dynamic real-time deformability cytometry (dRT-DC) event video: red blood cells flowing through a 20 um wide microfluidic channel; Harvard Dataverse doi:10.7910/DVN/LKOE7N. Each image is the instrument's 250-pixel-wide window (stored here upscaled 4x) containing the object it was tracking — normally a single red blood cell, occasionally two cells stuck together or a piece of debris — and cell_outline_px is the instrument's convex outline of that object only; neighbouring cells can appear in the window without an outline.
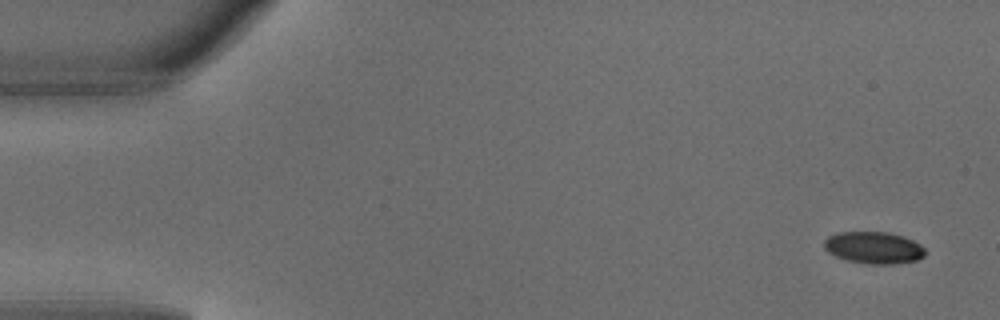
{"species": "common noctule bat (a hibernating species)", "species_latin": "Nyctalus noctula", "temperature_condition": "warm", "stored_images_in_passage": 5, "camera_frame_rate_fps": 3000, "um_per_image_px": 0.085, "animal": {"sex": "male", "body_mass_g": 18.8}, "frame": {"image": 1, "passage_image": 1, "time_ms": 0.0, "image_size_px": [1000, 320], "cell_outline_px": [[924, 256], [916, 260], [892, 264], [868, 264], [848, 260], [836, 256], [828, 252], [824, 248], [824, 240], [828, 236], [836, 232], [888, 232], [904, 236], [920, 244], [924, 248]], "centroid_in_image_um": [74.25, 21.04], "position_along_channel_um": 10.8, "area_um2": 18.79}}
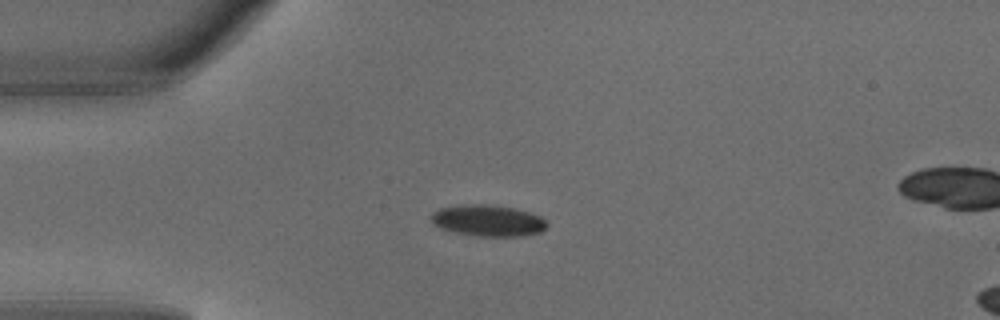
{"frame": {"image": 2, "passage_image": 4, "time_ms": 1.0, "image_size_px": [1000, 320], "cell_outline_px": [[548, 224], [540, 232], [524, 236], [480, 236], [452, 232], [440, 228], [432, 224], [428, 216], [432, 212], [440, 208], [472, 204], [484, 204], [512, 208], [528, 212], [540, 216]], "centroid_in_image_um": [41.42, 18.76], "position_along_channel_um": 43.6, "area_um2": 21.1}}